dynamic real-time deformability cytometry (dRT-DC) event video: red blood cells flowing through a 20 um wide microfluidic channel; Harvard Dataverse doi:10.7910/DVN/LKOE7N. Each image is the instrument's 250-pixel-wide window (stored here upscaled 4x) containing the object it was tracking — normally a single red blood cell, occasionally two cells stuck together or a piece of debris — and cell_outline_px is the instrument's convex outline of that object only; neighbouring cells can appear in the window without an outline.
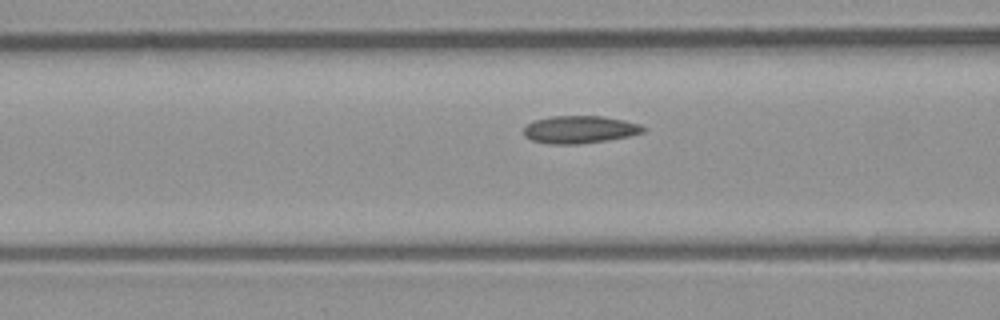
{"species": "common noctule bat (a hibernating species)", "species_latin": "Nyctalus noctula", "temperature_condition": "room temperature", "stored_images_in_passage": 15, "camera_frame_rate_fps": 3000, "um_per_image_px": 0.085, "animal": {"sex": "male", "body_mass_g": 23.1, "forearm_length_mm": 52.7}, "frame": {"image": 1, "passage_image": 13, "time_ms": 4.0, "image_size_px": [1000, 320], "cell_outline_px": [[644, 132], [628, 136], [604, 140], [576, 144], [552, 144], [532, 140], [524, 136], [524, 124], [532, 120], [552, 116], [604, 116], [624, 120], [640, 124], [644, 128]], "centroid_in_image_um": [49.22, 10.99], "position_along_channel_um": 117.4, "area_um2": 19.13}}